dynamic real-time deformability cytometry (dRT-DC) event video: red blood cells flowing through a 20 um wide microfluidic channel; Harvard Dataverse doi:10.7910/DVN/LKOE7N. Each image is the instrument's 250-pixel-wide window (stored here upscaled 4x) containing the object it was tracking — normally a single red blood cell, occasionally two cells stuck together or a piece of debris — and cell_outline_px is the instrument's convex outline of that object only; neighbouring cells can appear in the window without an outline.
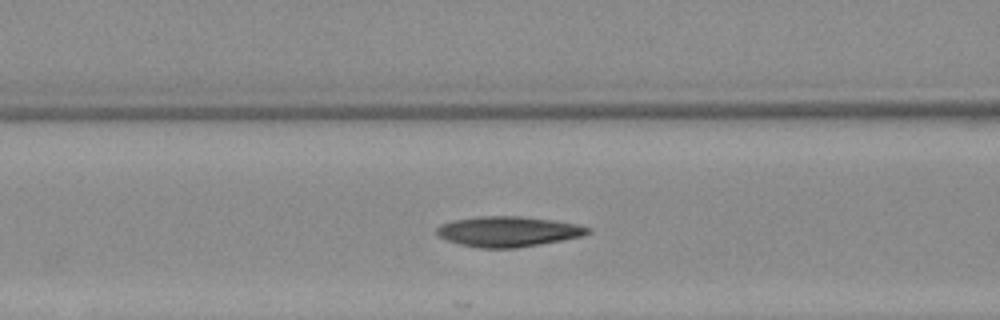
{"species": "Egyptian fruit bat (a non-hibernating species)", "species_latin": "Rousettus aegyptiacus", "temperature_condition": "warm", "stored_images_in_passage": 22, "camera_frame_rate_fps": 3000, "um_per_image_px": 0.085, "animal": {"sex": "female"}, "frame": {"image": 1, "passage_image": 5, "time_ms": 1.333, "image_size_px": [1000, 320], "cell_outline_px": [[592, 232], [584, 236], [540, 244], [516, 248], [480, 248], [460, 244], [448, 240], [440, 236], [436, 232], [436, 228], [440, 224], [452, 220], [476, 216], [520, 216], [576, 224], [588, 228]], "centroid_in_image_um": [43.16, 19.68], "position_along_channel_um": 123.4, "area_um2": 26.53}}
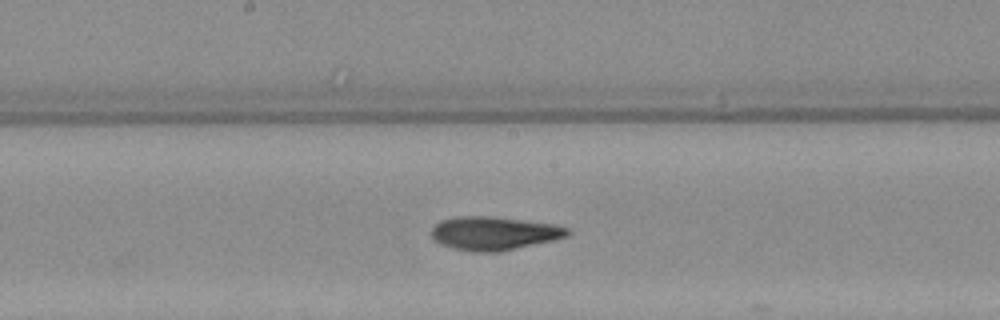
{"frame": {"image": 2, "passage_image": 12, "time_ms": 3.667, "image_size_px": [1000, 320], "cell_outline_px": [[572, 232], [568, 236], [552, 240], [500, 252], [472, 252], [452, 248], [440, 244], [432, 236], [432, 228], [440, 220], [460, 216], [488, 216], [552, 224], [568, 228]], "centroid_in_image_um": [41.97, 19.84], "position_along_channel_um": 206.2, "area_um2": 26.36}}
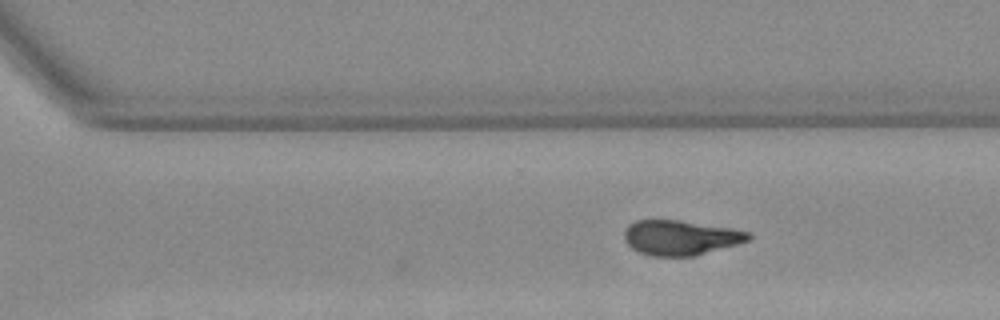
{"frame": {"image": 3, "passage_image": 22, "time_ms": 7.0, "image_size_px": [1000, 320], "cell_outline_px": [[752, 236], [748, 240], [740, 244], [696, 256], [652, 256], [640, 252], [632, 248], [624, 240], [624, 232], [628, 224], [636, 220], [680, 220], [732, 228], [752, 232]], "centroid_in_image_um": [57.88, 20.2], "position_along_channel_um": 312.7, "area_um2": 25.55}}